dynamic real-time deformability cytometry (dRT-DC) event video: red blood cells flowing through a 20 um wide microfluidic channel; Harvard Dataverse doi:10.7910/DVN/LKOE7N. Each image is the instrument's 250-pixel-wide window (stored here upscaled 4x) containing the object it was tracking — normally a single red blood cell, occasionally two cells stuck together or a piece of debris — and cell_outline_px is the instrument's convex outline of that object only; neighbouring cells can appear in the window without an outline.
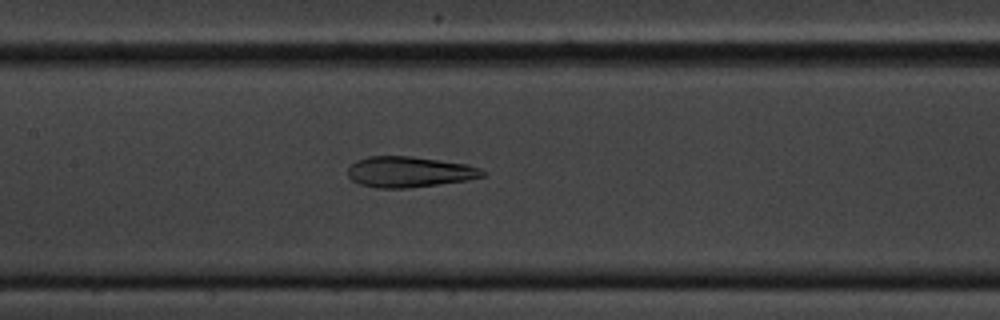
{"species": "common noctule bat (a hibernating species)", "species_latin": "Nyctalus noctula", "temperature_condition": "cold", "stored_images_in_passage": 57, "camera_frame_rate_fps": 3000, "um_per_image_px": 0.085, "animal": {"sex": "male", "body_mass_g": 20.1, "forearm_length_mm": 53.5}, "frame": {"image": 1, "passage_image": 26, "time_ms": 8.333, "image_size_px": [1000, 320], "cell_outline_px": [[488, 172], [484, 176], [468, 180], [408, 188], [376, 188], [360, 184], [352, 180], [348, 176], [348, 168], [356, 160], [368, 156], [412, 156], [468, 164], [480, 168]], "centroid_in_image_um": [34.81, 14.61], "position_along_channel_um": 172.6, "area_um2": 24.28}}
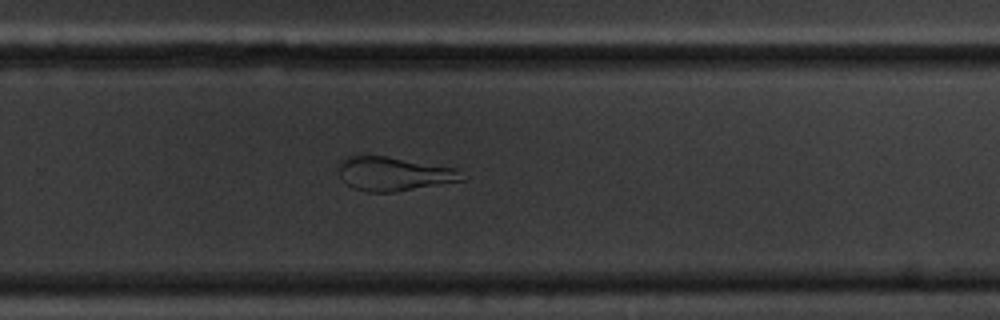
{"frame": {"image": 2, "passage_image": 37, "time_ms": 12.0, "image_size_px": [1000, 320], "cell_outline_px": [[464, 180], [396, 192], [368, 192], [352, 188], [340, 176], [340, 160], [344, 156], [384, 156], [460, 168]], "centroid_in_image_um": [33.5, 14.78], "position_along_channel_um": 296.3, "area_um2": 24.33}}
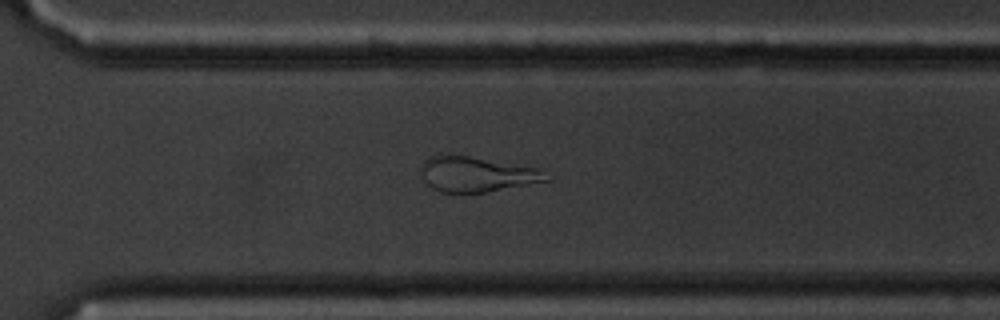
{"frame": {"image": 3, "passage_image": 40, "time_ms": 13.0, "image_size_px": [1000, 320], "cell_outline_px": [[552, 180], [488, 192], [464, 196], [460, 196], [440, 192], [432, 188], [420, 180], [420, 164], [428, 156], [468, 156], [544, 168]], "centroid_in_image_um": [40.52, 14.86], "position_along_channel_um": 330.1, "area_um2": 26.93}, "authors_computed_cell_mechanics": {"area_um2": 27.3394, "velocity_mm_per_s": 3.3901, "shape_relaxation_time_tau1_ms": null, "shape_relaxation_time_tau2_ms": 2.5986, "deformation_change_tau1": null, "deformation_change_tau2": 0.1081}}